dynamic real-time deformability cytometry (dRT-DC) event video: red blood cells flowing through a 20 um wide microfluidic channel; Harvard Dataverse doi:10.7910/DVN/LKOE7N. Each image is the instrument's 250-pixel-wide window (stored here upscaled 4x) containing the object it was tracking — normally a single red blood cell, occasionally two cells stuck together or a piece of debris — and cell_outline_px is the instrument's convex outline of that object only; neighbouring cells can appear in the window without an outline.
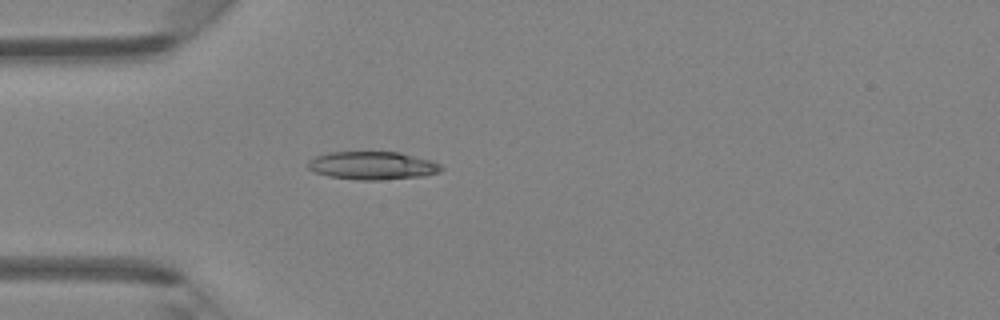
{"species": "Egyptian fruit bat (a non-hibernating species)", "species_latin": "Rousettus aegyptiacus", "temperature_condition": "room temperature", "stored_images_in_passage": 3, "camera_frame_rate_fps": 3000, "um_per_image_px": 0.085, "animal": {"sex": "female"}, "frame": {"image": 1, "passage_image": 3, "time_ms": 3.0, "image_size_px": [1000, 320], "cell_outline_px": [[444, 168], [440, 172], [420, 176], [380, 180], [360, 180], [328, 176], [316, 172], [308, 168], [308, 160], [316, 156], [328, 152], [400, 152], [432, 160], [440, 164]], "centroid_in_image_um": [31.67, 14.06], "position_along_channel_um": 53.3, "area_um2": 21.79}}